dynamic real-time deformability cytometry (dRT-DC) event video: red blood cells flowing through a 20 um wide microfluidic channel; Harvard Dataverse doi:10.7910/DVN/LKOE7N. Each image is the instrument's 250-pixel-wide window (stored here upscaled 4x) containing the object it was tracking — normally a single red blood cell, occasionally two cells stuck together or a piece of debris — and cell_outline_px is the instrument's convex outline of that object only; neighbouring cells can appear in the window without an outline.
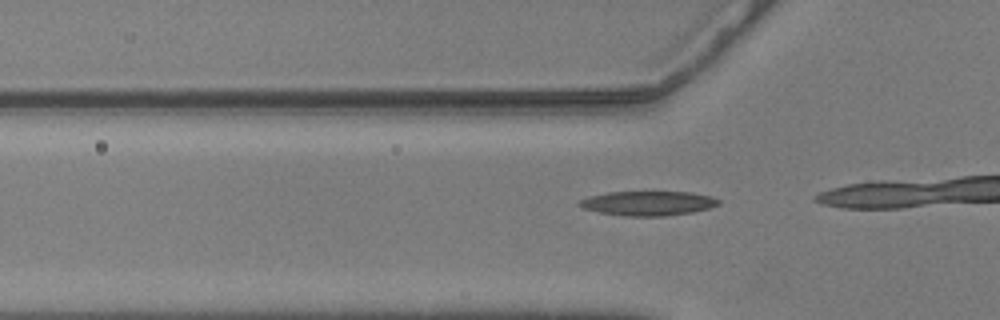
{"species": "common noctule bat (a hibernating species)", "species_latin": "Nyctalus noctula", "temperature_condition": "warm", "stored_images_in_passage": 22, "camera_frame_rate_fps": 3000, "um_per_image_px": 0.085, "animal": {"sex": "male", "body_mass_g": 20.5, "forearm_length_mm": 52.5}, "frame": {"image": 1, "passage_image": 14, "time_ms": 4.333, "image_size_px": [1000, 320], "cell_outline_px": [[720, 204], [708, 208], [692, 212], [664, 216], [624, 216], [600, 212], [584, 208], [576, 204], [580, 200], [588, 196], [608, 192], [692, 192], [712, 196], [720, 200]], "centroid_in_image_um": [55.09, 17.27], "position_along_channel_um": 70.7, "area_um2": 19.83}}
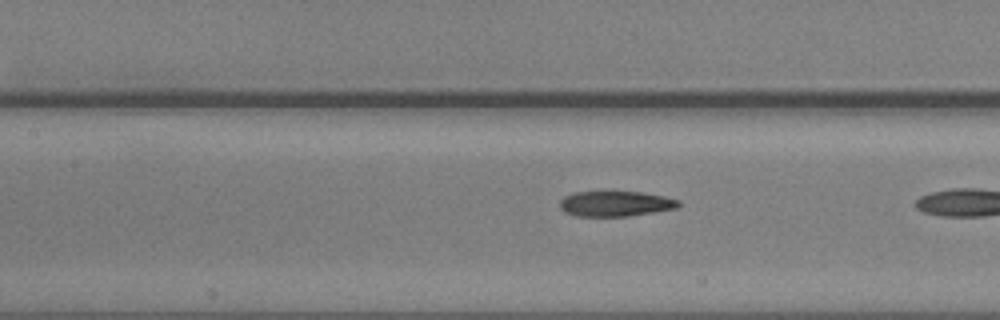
{"frame": {"image": 2, "passage_image": 21, "time_ms": 6.667, "image_size_px": [1000, 320], "cell_outline_px": [[680, 204], [676, 208], [628, 216], [576, 216], [564, 212], [560, 208], [560, 200], [564, 196], [572, 192], [644, 192], [664, 196], [680, 200]], "centroid_in_image_um": [52.29, 17.31], "position_along_channel_um": 155.1, "area_um2": 17.51}}